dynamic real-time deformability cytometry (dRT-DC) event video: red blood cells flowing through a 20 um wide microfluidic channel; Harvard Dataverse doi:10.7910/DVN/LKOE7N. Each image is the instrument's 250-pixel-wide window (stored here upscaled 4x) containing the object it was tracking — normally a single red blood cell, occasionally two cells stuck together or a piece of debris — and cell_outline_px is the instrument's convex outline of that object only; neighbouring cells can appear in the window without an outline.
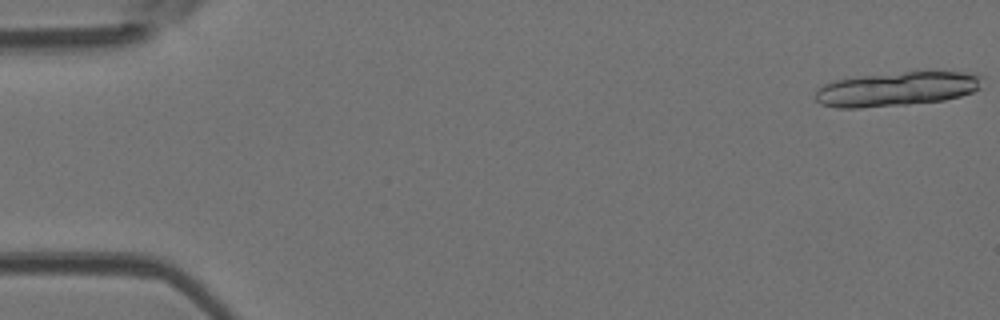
{"species": "Egyptian fruit bat (a non-hibernating species)", "species_latin": "Rousettus aegyptiacus", "temperature_condition": "room temperature", "stored_images_in_passage": 34, "segment_of_instrument_passage": [1, 2], "camera_frame_rate_fps": 3000, "um_per_image_px": 0.085, "animal": {"sex": "female"}, "frame": {"image": 1, "passage_image": 1, "time_ms": 0.0, "image_size_px": [1000, 320], "cell_outline_px": [[984, 76], [980, 88], [972, 92], [960, 96], [944, 100], [908, 104], [860, 108], [836, 108], [820, 104], [816, 100], [816, 88], [824, 84], [836, 80], [864, 76], [904, 72], [960, 72]], "centroid_in_image_um": [76.21, 7.58], "position_along_channel_um": 8.8, "area_um2": 33.06}}